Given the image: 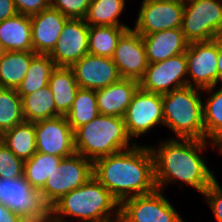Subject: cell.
<instances>
[{
  "label": "cell",
  "mask_w": 222,
  "mask_h": 222,
  "mask_svg": "<svg viewBox=\"0 0 222 222\" xmlns=\"http://www.w3.org/2000/svg\"><path fill=\"white\" fill-rule=\"evenodd\" d=\"M91 0H50V7L69 19H84Z\"/></svg>",
  "instance_id": "836d02e7"
},
{
  "label": "cell",
  "mask_w": 222,
  "mask_h": 222,
  "mask_svg": "<svg viewBox=\"0 0 222 222\" xmlns=\"http://www.w3.org/2000/svg\"><path fill=\"white\" fill-rule=\"evenodd\" d=\"M56 65L49 55L37 54L29 65V69L17 88V93L22 98L41 88L48 86L52 71Z\"/></svg>",
  "instance_id": "484cf974"
},
{
  "label": "cell",
  "mask_w": 222,
  "mask_h": 222,
  "mask_svg": "<svg viewBox=\"0 0 222 222\" xmlns=\"http://www.w3.org/2000/svg\"><path fill=\"white\" fill-rule=\"evenodd\" d=\"M93 177V162L80 154L63 158L40 190L44 203L50 208L63 195L79 188Z\"/></svg>",
  "instance_id": "52a82bcc"
},
{
  "label": "cell",
  "mask_w": 222,
  "mask_h": 222,
  "mask_svg": "<svg viewBox=\"0 0 222 222\" xmlns=\"http://www.w3.org/2000/svg\"><path fill=\"white\" fill-rule=\"evenodd\" d=\"M79 88L99 90L122 77L112 58L93 54L84 55L70 67Z\"/></svg>",
  "instance_id": "e0dca14e"
},
{
  "label": "cell",
  "mask_w": 222,
  "mask_h": 222,
  "mask_svg": "<svg viewBox=\"0 0 222 222\" xmlns=\"http://www.w3.org/2000/svg\"><path fill=\"white\" fill-rule=\"evenodd\" d=\"M69 18L52 7L30 16L33 52L49 55Z\"/></svg>",
  "instance_id": "ac0fdd59"
},
{
  "label": "cell",
  "mask_w": 222,
  "mask_h": 222,
  "mask_svg": "<svg viewBox=\"0 0 222 222\" xmlns=\"http://www.w3.org/2000/svg\"><path fill=\"white\" fill-rule=\"evenodd\" d=\"M124 118L99 114L91 122L74 130L77 154L94 162L119 151L131 148Z\"/></svg>",
  "instance_id": "277c9868"
},
{
  "label": "cell",
  "mask_w": 222,
  "mask_h": 222,
  "mask_svg": "<svg viewBox=\"0 0 222 222\" xmlns=\"http://www.w3.org/2000/svg\"><path fill=\"white\" fill-rule=\"evenodd\" d=\"M0 140L19 158L30 159L37 152L35 125L24 121L5 131Z\"/></svg>",
  "instance_id": "cb8c5ba5"
},
{
  "label": "cell",
  "mask_w": 222,
  "mask_h": 222,
  "mask_svg": "<svg viewBox=\"0 0 222 222\" xmlns=\"http://www.w3.org/2000/svg\"><path fill=\"white\" fill-rule=\"evenodd\" d=\"M95 177L117 200L144 195L157 189L154 157L150 147L138 146L98 158L93 162Z\"/></svg>",
  "instance_id": "6da1fadb"
},
{
  "label": "cell",
  "mask_w": 222,
  "mask_h": 222,
  "mask_svg": "<svg viewBox=\"0 0 222 222\" xmlns=\"http://www.w3.org/2000/svg\"><path fill=\"white\" fill-rule=\"evenodd\" d=\"M181 140L170 138L160 142L157 149L150 146L157 189L164 190L163 187L168 183L180 180L203 194L215 180L213 172L205 163L206 159L199 155L204 151L207 141L193 138Z\"/></svg>",
  "instance_id": "7a4b0ae2"
},
{
  "label": "cell",
  "mask_w": 222,
  "mask_h": 222,
  "mask_svg": "<svg viewBox=\"0 0 222 222\" xmlns=\"http://www.w3.org/2000/svg\"><path fill=\"white\" fill-rule=\"evenodd\" d=\"M207 203L210 205L217 222H222V187L215 179L204 191Z\"/></svg>",
  "instance_id": "e575fe53"
},
{
  "label": "cell",
  "mask_w": 222,
  "mask_h": 222,
  "mask_svg": "<svg viewBox=\"0 0 222 222\" xmlns=\"http://www.w3.org/2000/svg\"><path fill=\"white\" fill-rule=\"evenodd\" d=\"M24 162L0 140V178L13 179L23 176Z\"/></svg>",
  "instance_id": "d6a6232c"
},
{
  "label": "cell",
  "mask_w": 222,
  "mask_h": 222,
  "mask_svg": "<svg viewBox=\"0 0 222 222\" xmlns=\"http://www.w3.org/2000/svg\"><path fill=\"white\" fill-rule=\"evenodd\" d=\"M186 54L170 57L164 61L149 63L139 87L147 92L167 94L174 89L187 86Z\"/></svg>",
  "instance_id": "7c38bea8"
},
{
  "label": "cell",
  "mask_w": 222,
  "mask_h": 222,
  "mask_svg": "<svg viewBox=\"0 0 222 222\" xmlns=\"http://www.w3.org/2000/svg\"><path fill=\"white\" fill-rule=\"evenodd\" d=\"M187 59V85L210 93L218 83V38L189 43ZM189 77L192 78L191 82ZM190 80V81H189Z\"/></svg>",
  "instance_id": "30bf717a"
},
{
  "label": "cell",
  "mask_w": 222,
  "mask_h": 222,
  "mask_svg": "<svg viewBox=\"0 0 222 222\" xmlns=\"http://www.w3.org/2000/svg\"><path fill=\"white\" fill-rule=\"evenodd\" d=\"M24 121L22 98L17 90L0 88V136Z\"/></svg>",
  "instance_id": "1f68e13d"
},
{
  "label": "cell",
  "mask_w": 222,
  "mask_h": 222,
  "mask_svg": "<svg viewBox=\"0 0 222 222\" xmlns=\"http://www.w3.org/2000/svg\"><path fill=\"white\" fill-rule=\"evenodd\" d=\"M48 86L54 97L55 117L65 116L70 111L79 89L72 69L70 67H55Z\"/></svg>",
  "instance_id": "7402d4cb"
},
{
  "label": "cell",
  "mask_w": 222,
  "mask_h": 222,
  "mask_svg": "<svg viewBox=\"0 0 222 222\" xmlns=\"http://www.w3.org/2000/svg\"><path fill=\"white\" fill-rule=\"evenodd\" d=\"M112 60L122 78L139 81L149 64L142 35L129 28L120 37Z\"/></svg>",
  "instance_id": "2e32d148"
},
{
  "label": "cell",
  "mask_w": 222,
  "mask_h": 222,
  "mask_svg": "<svg viewBox=\"0 0 222 222\" xmlns=\"http://www.w3.org/2000/svg\"><path fill=\"white\" fill-rule=\"evenodd\" d=\"M6 50L4 49L2 43L0 42V59L2 58V56L5 54Z\"/></svg>",
  "instance_id": "60d3db41"
},
{
  "label": "cell",
  "mask_w": 222,
  "mask_h": 222,
  "mask_svg": "<svg viewBox=\"0 0 222 222\" xmlns=\"http://www.w3.org/2000/svg\"><path fill=\"white\" fill-rule=\"evenodd\" d=\"M63 158L36 152L33 157L24 162V177L36 190H41L48 177L56 169Z\"/></svg>",
  "instance_id": "83f0119b"
},
{
  "label": "cell",
  "mask_w": 222,
  "mask_h": 222,
  "mask_svg": "<svg viewBox=\"0 0 222 222\" xmlns=\"http://www.w3.org/2000/svg\"><path fill=\"white\" fill-rule=\"evenodd\" d=\"M203 104L205 140L211 139L213 147L222 138V87L209 94Z\"/></svg>",
  "instance_id": "4dcf8cb0"
},
{
  "label": "cell",
  "mask_w": 222,
  "mask_h": 222,
  "mask_svg": "<svg viewBox=\"0 0 222 222\" xmlns=\"http://www.w3.org/2000/svg\"><path fill=\"white\" fill-rule=\"evenodd\" d=\"M18 14L13 0H0V22Z\"/></svg>",
  "instance_id": "8d00e7d4"
},
{
  "label": "cell",
  "mask_w": 222,
  "mask_h": 222,
  "mask_svg": "<svg viewBox=\"0 0 222 222\" xmlns=\"http://www.w3.org/2000/svg\"><path fill=\"white\" fill-rule=\"evenodd\" d=\"M63 216L80 218L79 222H119L120 203L92 177L49 208V222H67ZM111 216L115 217L114 220Z\"/></svg>",
  "instance_id": "3957f363"
},
{
  "label": "cell",
  "mask_w": 222,
  "mask_h": 222,
  "mask_svg": "<svg viewBox=\"0 0 222 222\" xmlns=\"http://www.w3.org/2000/svg\"><path fill=\"white\" fill-rule=\"evenodd\" d=\"M218 82H222V39L218 38Z\"/></svg>",
  "instance_id": "f35d334b"
},
{
  "label": "cell",
  "mask_w": 222,
  "mask_h": 222,
  "mask_svg": "<svg viewBox=\"0 0 222 222\" xmlns=\"http://www.w3.org/2000/svg\"><path fill=\"white\" fill-rule=\"evenodd\" d=\"M0 203L28 222H49V207L39 190L34 189L24 175L18 178H0Z\"/></svg>",
  "instance_id": "ba28073f"
},
{
  "label": "cell",
  "mask_w": 222,
  "mask_h": 222,
  "mask_svg": "<svg viewBox=\"0 0 222 222\" xmlns=\"http://www.w3.org/2000/svg\"><path fill=\"white\" fill-rule=\"evenodd\" d=\"M119 222H184L162 190L124 199Z\"/></svg>",
  "instance_id": "9c48e42d"
},
{
  "label": "cell",
  "mask_w": 222,
  "mask_h": 222,
  "mask_svg": "<svg viewBox=\"0 0 222 222\" xmlns=\"http://www.w3.org/2000/svg\"><path fill=\"white\" fill-rule=\"evenodd\" d=\"M123 118L130 138L146 135L147 131L158 124L164 125L162 95L139 87Z\"/></svg>",
  "instance_id": "8fae6325"
},
{
  "label": "cell",
  "mask_w": 222,
  "mask_h": 222,
  "mask_svg": "<svg viewBox=\"0 0 222 222\" xmlns=\"http://www.w3.org/2000/svg\"><path fill=\"white\" fill-rule=\"evenodd\" d=\"M18 14L32 16L50 7V0H13Z\"/></svg>",
  "instance_id": "d590c367"
},
{
  "label": "cell",
  "mask_w": 222,
  "mask_h": 222,
  "mask_svg": "<svg viewBox=\"0 0 222 222\" xmlns=\"http://www.w3.org/2000/svg\"><path fill=\"white\" fill-rule=\"evenodd\" d=\"M142 38L149 63L164 61L185 53L189 46L181 28H171L142 35Z\"/></svg>",
  "instance_id": "ffe728a7"
},
{
  "label": "cell",
  "mask_w": 222,
  "mask_h": 222,
  "mask_svg": "<svg viewBox=\"0 0 222 222\" xmlns=\"http://www.w3.org/2000/svg\"><path fill=\"white\" fill-rule=\"evenodd\" d=\"M36 55L29 51H6L0 59V88L17 90Z\"/></svg>",
  "instance_id": "603a6c76"
},
{
  "label": "cell",
  "mask_w": 222,
  "mask_h": 222,
  "mask_svg": "<svg viewBox=\"0 0 222 222\" xmlns=\"http://www.w3.org/2000/svg\"><path fill=\"white\" fill-rule=\"evenodd\" d=\"M184 2L180 0H143L134 30L148 35L171 28H181Z\"/></svg>",
  "instance_id": "4fadbf2b"
},
{
  "label": "cell",
  "mask_w": 222,
  "mask_h": 222,
  "mask_svg": "<svg viewBox=\"0 0 222 222\" xmlns=\"http://www.w3.org/2000/svg\"><path fill=\"white\" fill-rule=\"evenodd\" d=\"M37 152L66 158L76 153L74 130L66 116H56L34 123Z\"/></svg>",
  "instance_id": "5bb4252c"
},
{
  "label": "cell",
  "mask_w": 222,
  "mask_h": 222,
  "mask_svg": "<svg viewBox=\"0 0 222 222\" xmlns=\"http://www.w3.org/2000/svg\"><path fill=\"white\" fill-rule=\"evenodd\" d=\"M22 112L26 122H38L55 117L53 93L49 86L22 97Z\"/></svg>",
  "instance_id": "4316f807"
},
{
  "label": "cell",
  "mask_w": 222,
  "mask_h": 222,
  "mask_svg": "<svg viewBox=\"0 0 222 222\" xmlns=\"http://www.w3.org/2000/svg\"><path fill=\"white\" fill-rule=\"evenodd\" d=\"M215 145L219 149L220 153L222 154V138Z\"/></svg>",
  "instance_id": "ab89813d"
},
{
  "label": "cell",
  "mask_w": 222,
  "mask_h": 222,
  "mask_svg": "<svg viewBox=\"0 0 222 222\" xmlns=\"http://www.w3.org/2000/svg\"><path fill=\"white\" fill-rule=\"evenodd\" d=\"M0 222H28L24 217L13 213L7 206L0 203Z\"/></svg>",
  "instance_id": "74e56055"
},
{
  "label": "cell",
  "mask_w": 222,
  "mask_h": 222,
  "mask_svg": "<svg viewBox=\"0 0 222 222\" xmlns=\"http://www.w3.org/2000/svg\"><path fill=\"white\" fill-rule=\"evenodd\" d=\"M125 0H91L84 18L89 26H127L119 22Z\"/></svg>",
  "instance_id": "f546056e"
},
{
  "label": "cell",
  "mask_w": 222,
  "mask_h": 222,
  "mask_svg": "<svg viewBox=\"0 0 222 222\" xmlns=\"http://www.w3.org/2000/svg\"><path fill=\"white\" fill-rule=\"evenodd\" d=\"M200 88L184 86L162 95L164 125L179 138L205 140Z\"/></svg>",
  "instance_id": "5b68a950"
},
{
  "label": "cell",
  "mask_w": 222,
  "mask_h": 222,
  "mask_svg": "<svg viewBox=\"0 0 222 222\" xmlns=\"http://www.w3.org/2000/svg\"><path fill=\"white\" fill-rule=\"evenodd\" d=\"M181 29L189 43L221 37L222 0L185 1Z\"/></svg>",
  "instance_id": "8992f818"
},
{
  "label": "cell",
  "mask_w": 222,
  "mask_h": 222,
  "mask_svg": "<svg viewBox=\"0 0 222 222\" xmlns=\"http://www.w3.org/2000/svg\"><path fill=\"white\" fill-rule=\"evenodd\" d=\"M138 88V80L121 78L107 87L96 90L99 113L123 118Z\"/></svg>",
  "instance_id": "d6986e66"
},
{
  "label": "cell",
  "mask_w": 222,
  "mask_h": 222,
  "mask_svg": "<svg viewBox=\"0 0 222 222\" xmlns=\"http://www.w3.org/2000/svg\"><path fill=\"white\" fill-rule=\"evenodd\" d=\"M99 114L95 91L79 88L73 105L65 116L70 127L75 130L81 125L91 122Z\"/></svg>",
  "instance_id": "f1b7e54d"
},
{
  "label": "cell",
  "mask_w": 222,
  "mask_h": 222,
  "mask_svg": "<svg viewBox=\"0 0 222 222\" xmlns=\"http://www.w3.org/2000/svg\"><path fill=\"white\" fill-rule=\"evenodd\" d=\"M0 42L6 51L33 52L30 16L17 14L0 22Z\"/></svg>",
  "instance_id": "44dd1931"
},
{
  "label": "cell",
  "mask_w": 222,
  "mask_h": 222,
  "mask_svg": "<svg viewBox=\"0 0 222 222\" xmlns=\"http://www.w3.org/2000/svg\"><path fill=\"white\" fill-rule=\"evenodd\" d=\"M129 28L128 26H89L88 53L112 58L120 37Z\"/></svg>",
  "instance_id": "d4e9b609"
},
{
  "label": "cell",
  "mask_w": 222,
  "mask_h": 222,
  "mask_svg": "<svg viewBox=\"0 0 222 222\" xmlns=\"http://www.w3.org/2000/svg\"><path fill=\"white\" fill-rule=\"evenodd\" d=\"M89 25L84 19H68L49 54L56 67H71L88 54Z\"/></svg>",
  "instance_id": "9a60e30c"
}]
</instances>
